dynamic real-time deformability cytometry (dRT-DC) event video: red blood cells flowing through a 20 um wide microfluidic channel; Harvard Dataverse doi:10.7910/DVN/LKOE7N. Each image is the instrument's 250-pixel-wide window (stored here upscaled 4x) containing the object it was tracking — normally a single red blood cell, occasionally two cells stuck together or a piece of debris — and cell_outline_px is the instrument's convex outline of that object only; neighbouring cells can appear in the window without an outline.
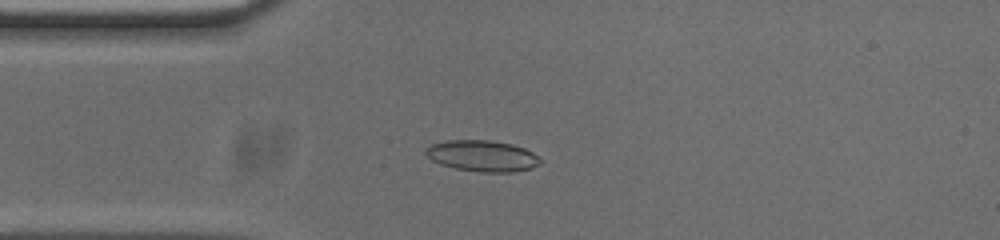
{"species": "common noctule bat (a hibernating species)", "species_latin": "Nyctalus noctula", "temperature_condition": "cold", "stored_images_in_passage": 54, "camera_frame_rate_fps": 3000, "um_per_image_px": 0.085, "animal": {"sex": "male", "body_mass_g": 20.0, "forearm_length_mm": 53.3}, "frame": {"image": 1, "passage_image": 13, "time_ms": 4.0, "image_size_px": [1000, 240], "cell_outline_px": [[544, 160], [540, 164], [532, 168], [512, 172], [480, 172], [456, 168], [440, 164], [432, 160], [424, 152], [424, 148], [432, 144], [448, 140], [488, 140], [512, 144], [524, 148], [532, 152]], "centroid_in_image_um": [41.02, 13.25], "position_along_channel_um": 44.0, "area_um2": 20.87}}
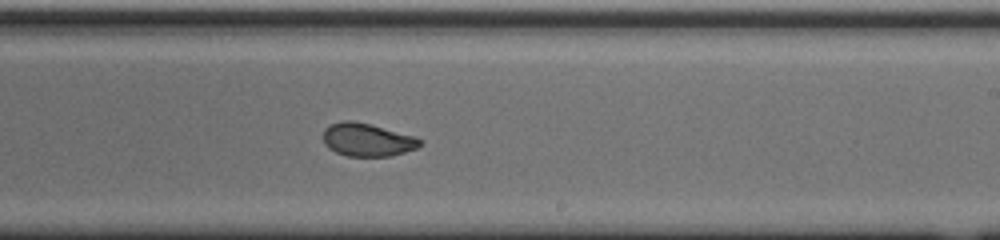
{"frame": {"image": 2, "passage_image": 31, "time_ms": 10.0, "image_size_px": [1000, 240], "cell_outline_px": [[424, 144], [416, 148], [392, 156], [348, 156], [336, 152], [328, 148], [324, 144], [324, 128], [332, 124], [344, 120], [352, 120], [368, 124], [412, 136], [424, 140]], "centroid_in_image_um": [31.22, 11.89], "position_along_channel_um": 257.8, "area_um2": 18.44}}
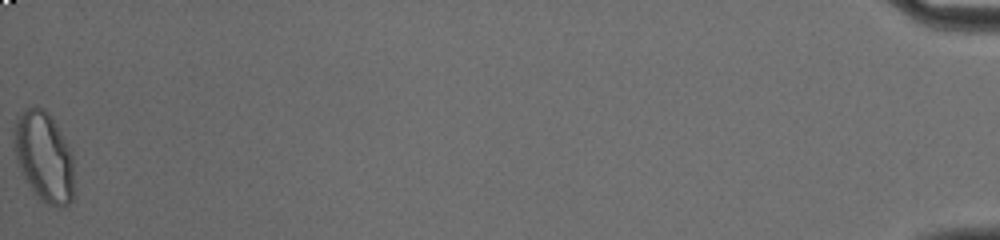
{"frame": {"image": 3, "passage_image": 54, "time_ms": 17.667, "image_size_px": [1000, 240], "cell_outline_px": [[72, 200], [68, 204], [60, 208], [56, 208], [44, 204], [40, 200], [24, 176], [16, 160], [16, 120], [24, 108], [32, 104], [36, 104], [44, 108], [48, 112], [68, 144], [72, 152]], "centroid_in_image_um": [3.76, 13.31], "position_along_channel_um": 431.4, "area_um2": 31.1}, "authors_computed_cell_mechanics": {"area_um2": 19.8254, "velocity_mm_per_s": 3.7416, "shape_relaxation_time_tau1_ms": null, "shape_relaxation_time_tau2_ms": 1.1966, "deformation_change_tau1": null, "deformation_change_tau2": 0.0599}}